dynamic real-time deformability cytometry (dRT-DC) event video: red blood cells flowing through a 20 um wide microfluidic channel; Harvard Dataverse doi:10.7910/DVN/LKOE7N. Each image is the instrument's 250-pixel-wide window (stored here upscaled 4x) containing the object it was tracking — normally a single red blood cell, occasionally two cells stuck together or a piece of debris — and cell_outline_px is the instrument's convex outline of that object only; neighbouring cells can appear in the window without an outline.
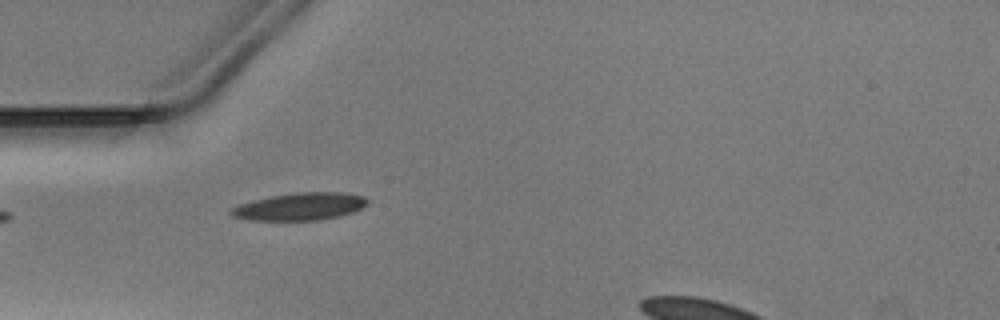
{"species": "Egyptian fruit bat (a non-hibernating species)", "species_latin": "Rousettus aegyptiacus", "temperature_condition": "warm", "stored_images_in_passage": 32, "camera_frame_rate_fps": 3000, "um_per_image_px": 0.085, "animal": {"sex": "male"}, "frame": {"image": 1, "passage_image": 1, "time_ms": 0.0, "image_size_px": [1000, 320], "cell_outline_px": [[368, 204], [352, 212], [340, 216], [320, 220], [248, 220], [232, 216], [228, 212], [232, 208], [240, 204], [252, 200], [268, 196], [296, 192], [344, 192], [364, 196], [368, 200]], "centroid_in_image_um": [25.49, 17.55], "position_along_channel_um": 59.5, "area_um2": 21.96}}
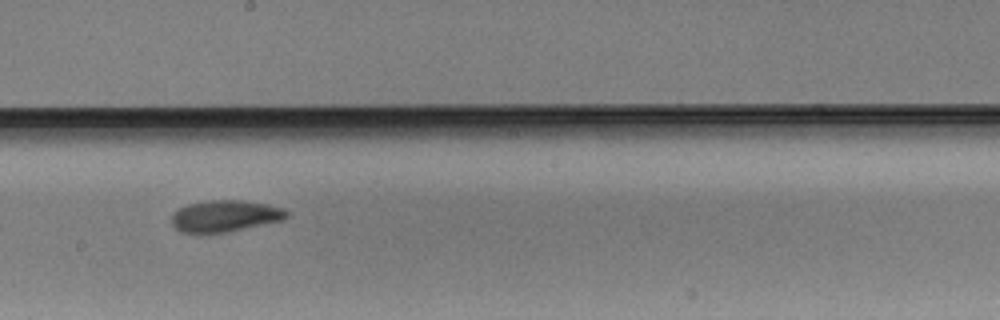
{"frame": {"image": 2, "passage_image": 14, "time_ms": 4.333, "image_size_px": [1000, 320], "cell_outline_px": [[288, 216], [284, 220], [228, 232], [184, 232], [176, 228], [172, 224], [172, 212], [188, 204], [208, 200], [240, 200], [268, 204], [284, 208], [288, 212]], "centroid_in_image_um": [19.17, 18.35], "position_along_channel_um": 229.0, "area_um2": 21.1}}
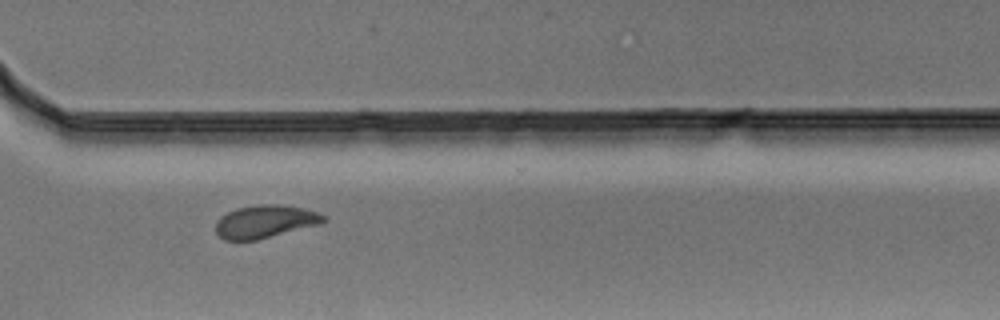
{"frame": {"image": 3, "passage_image": 23, "time_ms": 7.333, "image_size_px": [1000, 320], "cell_outline_px": [[328, 220], [320, 224], [256, 240], [224, 240], [216, 232], [216, 224], [220, 216], [236, 208], [260, 204], [276, 204], [304, 208], [320, 212], [328, 216]], "centroid_in_image_um": [22.58, 18.82], "position_along_channel_um": 348.0, "area_um2": 20.75}}